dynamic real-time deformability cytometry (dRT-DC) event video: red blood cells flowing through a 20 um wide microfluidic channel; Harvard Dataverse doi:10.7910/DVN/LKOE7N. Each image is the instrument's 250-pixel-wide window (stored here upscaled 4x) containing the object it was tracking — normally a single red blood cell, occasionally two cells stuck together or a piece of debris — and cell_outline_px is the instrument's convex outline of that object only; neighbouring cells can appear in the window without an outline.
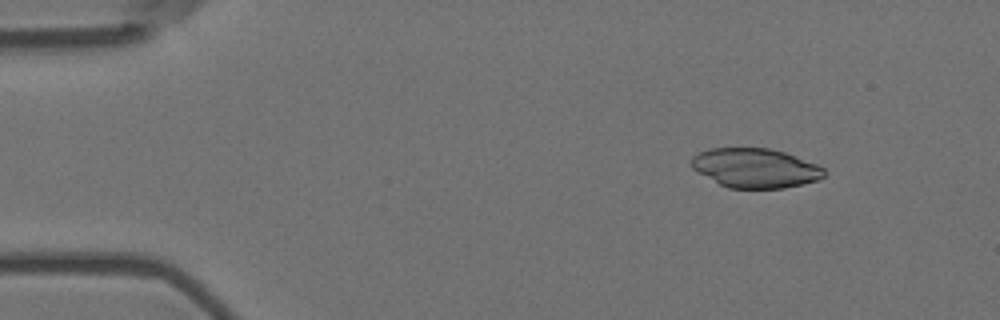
{"species": "Egyptian fruit bat (a non-hibernating species)", "species_latin": "Rousettus aegyptiacus", "temperature_condition": "room temperature", "stored_images_in_passage": 9, "camera_frame_rate_fps": 3000, "um_per_image_px": 0.085, "animal": {"sex": "female"}, "frame": {"image": 1, "passage_image": 1, "time_ms": 0.0, "image_size_px": [1000, 320], "cell_outline_px": [[824, 176], [820, 180], [784, 188], [728, 188], [720, 184], [692, 168], [692, 156], [708, 148], [768, 148], [784, 152], [816, 164], [824, 168]], "centroid_in_image_um": [64.21, 14.28], "position_along_channel_um": 20.8, "area_um2": 30.23}}